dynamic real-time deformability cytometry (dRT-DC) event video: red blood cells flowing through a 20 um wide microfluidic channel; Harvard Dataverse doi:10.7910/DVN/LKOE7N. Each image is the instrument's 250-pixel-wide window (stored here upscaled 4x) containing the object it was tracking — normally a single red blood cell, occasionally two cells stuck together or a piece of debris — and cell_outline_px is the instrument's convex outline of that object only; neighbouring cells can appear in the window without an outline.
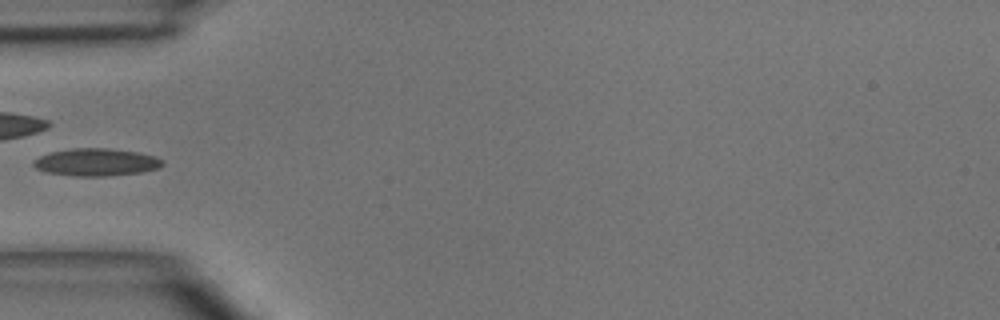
{"species": "common noctule bat (a hibernating species)", "species_latin": "Nyctalus noctula", "temperature_condition": "room temperature", "stored_images_in_passage": 2, "camera_frame_rate_fps": 3000, "um_per_image_px": 0.085, "animal": {"sex": "male", "body_mass_g": 15.6}, "frame": {"image": 1, "passage_image": 2, "time_ms": 2.0, "image_size_px": [1000, 320], "cell_outline_px": [[164, 164], [160, 168], [144, 172], [108, 176], [72, 176], [48, 172], [36, 168], [32, 164], [32, 160], [40, 156], [52, 152], [72, 148], [104, 148], [136, 152], [156, 156], [164, 160]], "centroid_in_image_um": [8.21, 13.79], "position_along_channel_um": 76.8, "area_um2": 20.75}}